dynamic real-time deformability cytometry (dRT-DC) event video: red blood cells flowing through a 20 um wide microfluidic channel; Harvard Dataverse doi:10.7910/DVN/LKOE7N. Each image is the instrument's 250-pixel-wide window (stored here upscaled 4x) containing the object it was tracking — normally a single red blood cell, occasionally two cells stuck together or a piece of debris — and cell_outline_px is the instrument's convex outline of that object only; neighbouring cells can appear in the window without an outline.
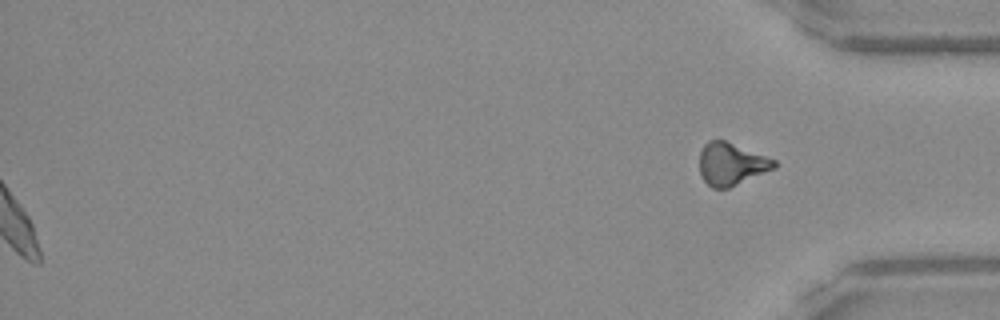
{"species": "Egyptian fruit bat (a non-hibernating species)", "species_latin": "Rousettus aegyptiacus", "temperature_condition": "warm", "stored_images_in_passage": 53, "segment_of_instrument_passage": [2, 2], "camera_frame_rate_fps": 3000, "um_per_image_px": 0.085, "frame": {"image": 1, "passage_image": 53, "time_ms": 17.333, "image_size_px": [1000, 320], "cell_outline_px": [[776, 168], [728, 188], [712, 188], [704, 180], [700, 172], [700, 152], [704, 144], [708, 140], [724, 140], [776, 160]], "centroid_in_image_um": [62.15, 13.94], "position_along_channel_um": 373.0, "area_um2": 18.26}}